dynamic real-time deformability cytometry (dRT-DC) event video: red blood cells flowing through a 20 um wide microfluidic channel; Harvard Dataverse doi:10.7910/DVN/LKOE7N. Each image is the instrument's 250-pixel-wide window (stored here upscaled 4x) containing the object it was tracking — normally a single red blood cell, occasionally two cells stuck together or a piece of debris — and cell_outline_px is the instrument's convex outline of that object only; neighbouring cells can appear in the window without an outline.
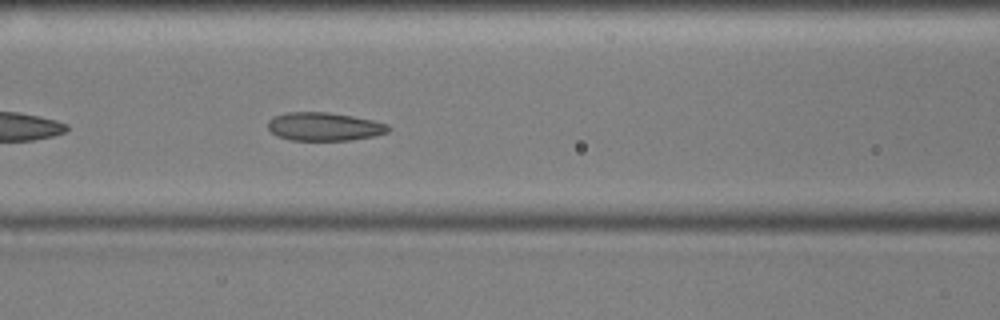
{"species": "common noctule bat (a hibernating species)", "species_latin": "Nyctalus noctula", "temperature_condition": "cold", "stored_images_in_passage": 37, "camera_frame_rate_fps": 3000, "um_per_image_px": 0.085, "animal": {"sex": "male", "body_mass_g": 17.9, "forearm_length_mm": 54.2}, "frame": {"image": 1, "passage_image": 9, "time_ms": 2.667, "image_size_px": [1000, 320], "cell_outline_px": [[392, 128], [388, 132], [372, 136], [352, 140], [288, 140], [276, 136], [268, 128], [268, 120], [276, 116], [288, 112], [328, 112], [352, 116], [372, 120], [388, 124]], "centroid_in_image_um": [27.56, 10.76], "position_along_channel_um": 139.0, "area_um2": 19.88}}
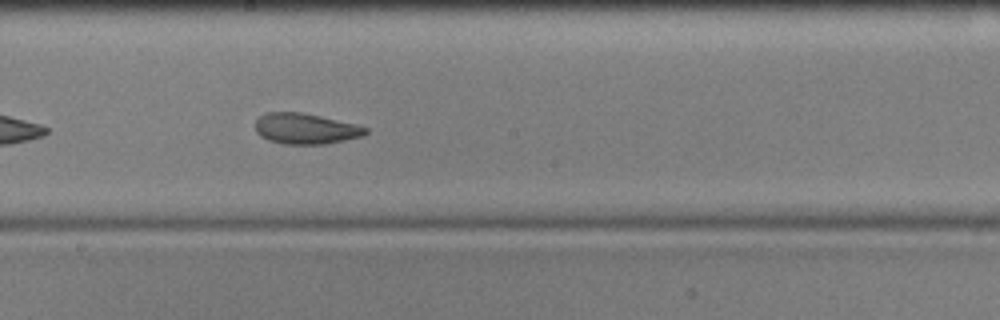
{"frame": {"image": 2, "passage_image": 16, "time_ms": 5.0, "image_size_px": [1000, 320], "cell_outline_px": [[368, 132], [364, 136], [324, 144], [284, 144], [268, 140], [260, 136], [256, 132], [256, 120], [264, 112], [300, 112], [320, 116], [356, 124], [368, 128]], "centroid_in_image_um": [25.97, 10.94], "position_along_channel_um": 222.2, "area_um2": 19.77}}
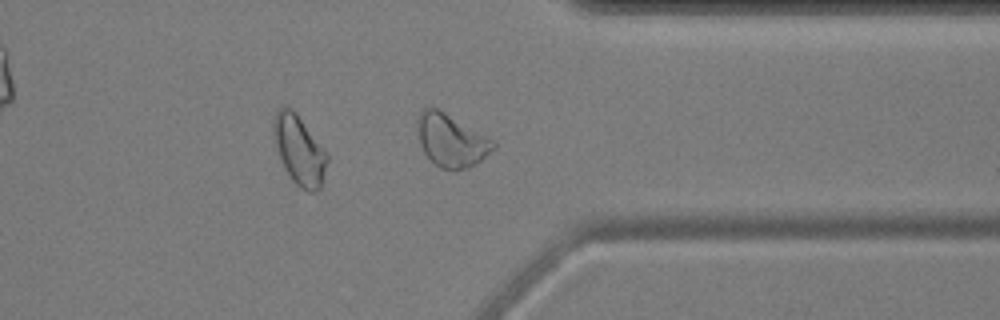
{"frame": {"image": 3, "passage_image": 29, "time_ms": 9.333, "image_size_px": [1000, 320], "cell_outline_px": [[496, 148], [476, 164], [468, 168], [456, 172], [440, 168], [424, 152], [420, 144], [416, 128], [416, 116], [424, 108], [440, 108], [496, 140]], "centroid_in_image_um": [38.38, 11.92], "position_along_channel_um": 373.0, "area_um2": 24.1}, "authors_computed_cell_mechanics": {"area_um2": 20.5768, "velocity_mm_per_s": 3.5671, "shape_relaxation_time_tau1_ms": 8.1579, "shape_relaxation_time_tau2_ms": 1.9742, "deformation_change_tau1": 0.1366, "deformation_change_tau2": 0.0718}}